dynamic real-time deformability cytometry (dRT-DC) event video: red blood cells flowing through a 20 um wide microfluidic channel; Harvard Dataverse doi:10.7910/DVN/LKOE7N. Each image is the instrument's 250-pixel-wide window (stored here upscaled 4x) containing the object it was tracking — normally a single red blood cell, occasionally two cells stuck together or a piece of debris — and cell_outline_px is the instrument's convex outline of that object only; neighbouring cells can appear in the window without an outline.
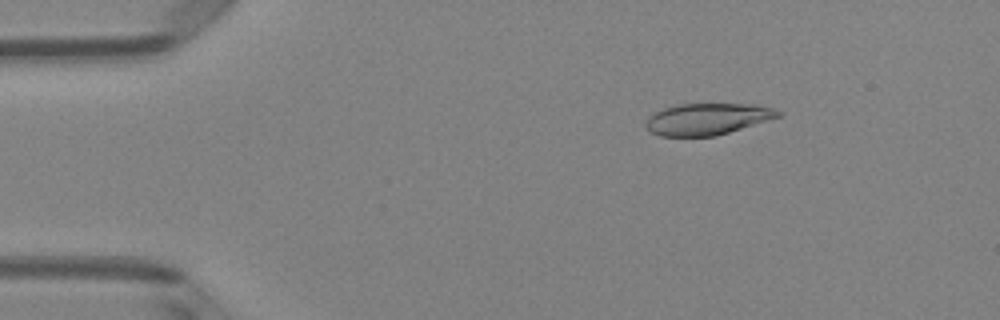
{"species": "Egyptian fruit bat (a non-hibernating species)", "species_latin": "Rousettus aegyptiacus", "temperature_condition": "room temperature", "stored_images_in_passage": 5, "camera_frame_rate_fps": 3000, "um_per_image_px": 0.085, "animal": {"sex": "female"}, "frame": {"image": 1, "passage_image": 3, "time_ms": 0.667, "image_size_px": [1000, 320], "cell_outline_px": [[784, 116], [716, 136], [660, 136], [652, 132], [644, 124], [648, 116], [664, 108], [676, 104], [756, 104], [772, 108], [784, 112]], "centroid_in_image_um": [60.18, 10.11], "position_along_channel_um": 24.8, "area_um2": 24.57}}
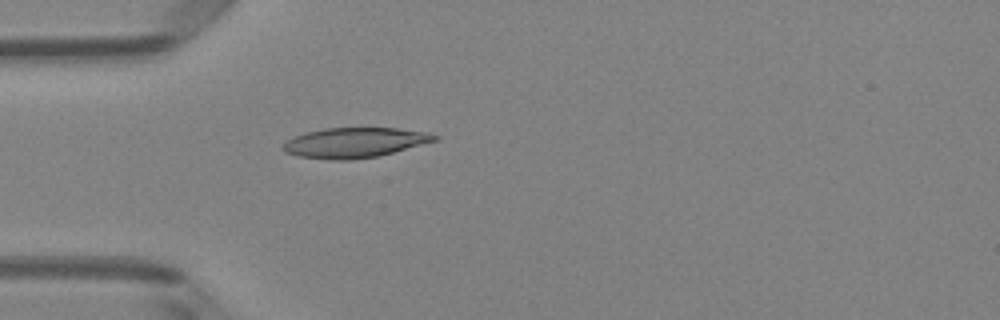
{"frame": {"image": 2, "passage_image": 5, "time_ms": 1.333, "image_size_px": [1000, 320], "cell_outline_px": [[440, 140], [376, 156], [352, 160], [336, 160], [300, 156], [284, 152], [280, 148], [288, 140], [296, 136], [308, 132], [324, 128], [396, 128], [428, 132], [440, 136]], "centroid_in_image_um": [30.19, 12.12], "position_along_channel_um": 54.8, "area_um2": 26.36}}